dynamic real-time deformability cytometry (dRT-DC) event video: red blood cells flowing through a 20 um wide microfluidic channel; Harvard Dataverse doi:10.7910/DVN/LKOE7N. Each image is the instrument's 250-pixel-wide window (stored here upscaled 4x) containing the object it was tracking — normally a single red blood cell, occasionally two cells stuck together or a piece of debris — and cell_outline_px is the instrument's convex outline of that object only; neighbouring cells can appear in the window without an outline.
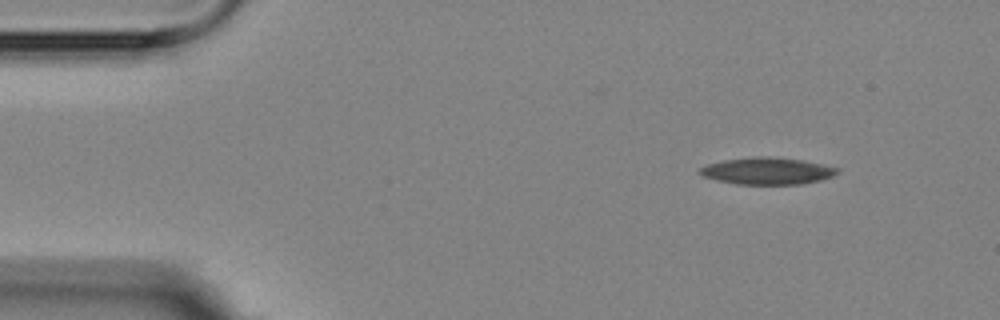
{"species": "Egyptian fruit bat (a non-hibernating species)", "species_latin": "Rousettus aegyptiacus", "temperature_condition": "room temperature", "stored_images_in_passage": 3, "camera_frame_rate_fps": 3000, "um_per_image_px": 0.085, "animal": {"sex": "female"}, "frame": {"image": 1, "passage_image": 1, "time_ms": 0.0, "image_size_px": [1000, 320], "cell_outline_px": [[840, 172], [832, 176], [820, 180], [804, 184], [736, 184], [716, 180], [704, 176], [696, 172], [700, 168], [708, 164], [724, 160], [752, 156], [768, 156], [800, 160], [840, 168]], "centroid_in_image_um": [65.2, 14.53], "position_along_channel_um": 19.8, "area_um2": 21.56}}
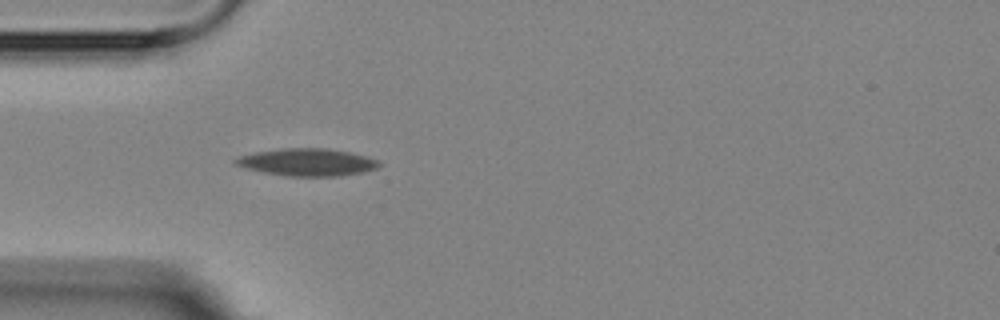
{"frame": {"image": 2, "passage_image": 3, "time_ms": 3.333, "image_size_px": [1000, 320], "cell_outline_px": [[380, 164], [376, 168], [364, 172], [340, 176], [288, 176], [264, 172], [244, 168], [236, 164], [232, 160], [240, 156], [256, 152], [284, 148], [328, 148], [368, 156], [380, 160]], "centroid_in_image_um": [26.14, 13.79], "position_along_channel_um": 58.9, "area_um2": 22.89}}